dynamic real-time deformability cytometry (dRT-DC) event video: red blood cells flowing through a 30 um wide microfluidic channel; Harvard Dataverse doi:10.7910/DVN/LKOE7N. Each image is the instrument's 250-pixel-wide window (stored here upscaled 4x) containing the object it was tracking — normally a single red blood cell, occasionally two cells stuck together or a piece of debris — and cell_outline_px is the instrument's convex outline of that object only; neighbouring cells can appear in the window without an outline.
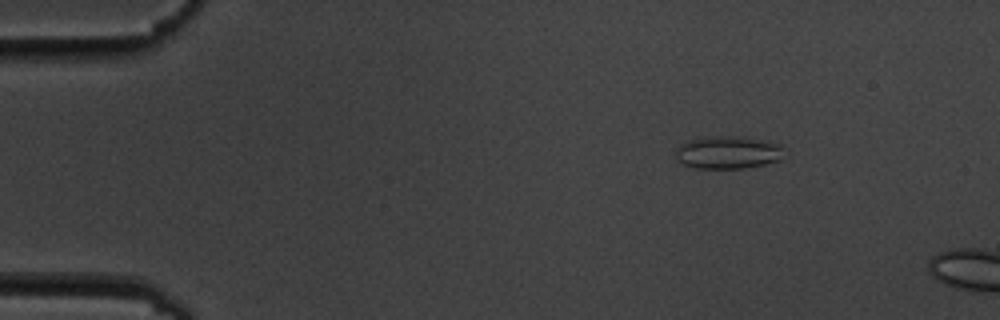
{"species": "common noctule bat (a hibernating species)", "species_latin": "Nyctalus noctula", "temperature_condition": "cold", "stored_images_in_passage": 3, "camera_frame_rate_fps": 3000, "um_per_image_px": 0.085, "animal": {"sex": "male", "body_mass_g": 19.5, "forearm_length_mm": 54.6}, "frame": {"image": 1, "passage_image": 1, "time_ms": 0.0, "image_size_px": [1000, 320], "cell_outline_px": [[784, 144], [780, 160], [764, 164], [744, 168], [692, 168], [680, 164], [676, 156], [676, 148], [680, 144], [688, 140], [700, 136], [720, 136], [768, 140]], "centroid_in_image_um": [61.84, 12.95], "position_along_channel_um": 23.2, "area_um2": 20.92}}